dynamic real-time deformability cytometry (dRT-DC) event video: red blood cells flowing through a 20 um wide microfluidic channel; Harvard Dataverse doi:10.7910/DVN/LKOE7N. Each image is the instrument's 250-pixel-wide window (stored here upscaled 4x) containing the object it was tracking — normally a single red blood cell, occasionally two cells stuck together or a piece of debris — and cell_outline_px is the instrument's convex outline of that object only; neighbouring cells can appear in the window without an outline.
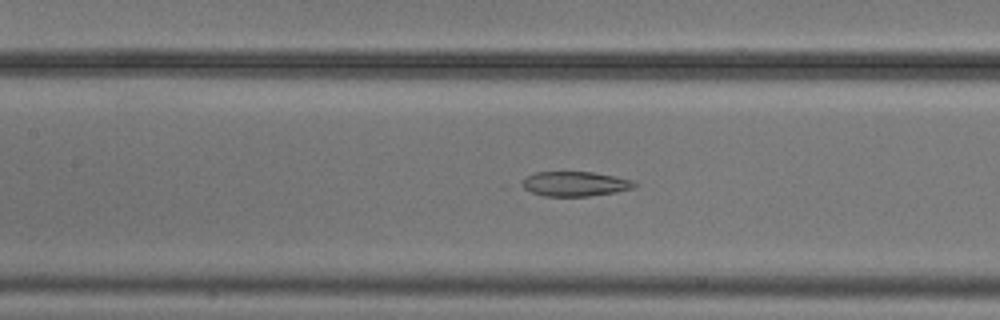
{"species": "common noctule bat (a hibernating species)", "species_latin": "Nyctalus noctula", "temperature_condition": "cold", "stored_images_in_passage": 11, "camera_frame_rate_fps": 3000, "um_per_image_px": 0.085, "animal": {"sex": "male", "body_mass_g": 20.5, "forearm_length_mm": 52.5}, "frame": {"image": 1, "passage_image": 10, "time_ms": 3.0, "image_size_px": [1000, 320], "cell_outline_px": [[636, 184], [632, 188], [616, 192], [588, 196], [544, 196], [532, 192], [524, 188], [524, 180], [528, 176], [536, 172], [592, 172], [616, 176], [636, 180]], "centroid_in_image_um": [48.94, 15.62], "position_along_channel_um": 158.5, "area_um2": 16.01}}